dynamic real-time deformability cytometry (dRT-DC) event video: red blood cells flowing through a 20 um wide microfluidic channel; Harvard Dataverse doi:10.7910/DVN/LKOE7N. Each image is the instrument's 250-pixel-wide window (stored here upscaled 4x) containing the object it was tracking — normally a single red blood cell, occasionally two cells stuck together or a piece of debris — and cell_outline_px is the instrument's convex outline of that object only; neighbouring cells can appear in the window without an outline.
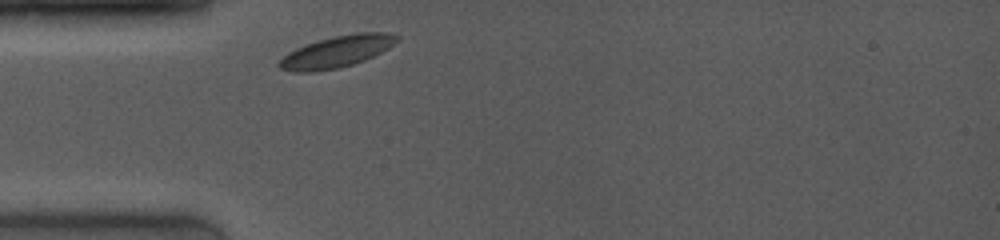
{"species": "common noctule bat (a hibernating species)", "species_latin": "Nyctalus noctula", "temperature_condition": "room temperature", "stored_images_in_passage": 5, "camera_frame_rate_fps": 4000, "um_per_image_px": 0.085, "animal": {"sex": "female", "body_mass_g": 19.0, "forearm_length_mm": 53.3}, "frame": {"image": 1, "passage_image": 1, "time_ms": 0.0, "image_size_px": [1000, 240], "cell_outline_px": [[400, 40], [388, 48], [364, 60], [352, 64], [336, 68], [312, 72], [296, 72], [280, 68], [276, 64], [288, 52], [296, 48], [316, 40], [332, 36], [356, 32], [388, 32], [400, 36]], "centroid_in_image_um": [28.64, 4.37], "position_along_channel_um": 56.4, "area_um2": 21.73}}